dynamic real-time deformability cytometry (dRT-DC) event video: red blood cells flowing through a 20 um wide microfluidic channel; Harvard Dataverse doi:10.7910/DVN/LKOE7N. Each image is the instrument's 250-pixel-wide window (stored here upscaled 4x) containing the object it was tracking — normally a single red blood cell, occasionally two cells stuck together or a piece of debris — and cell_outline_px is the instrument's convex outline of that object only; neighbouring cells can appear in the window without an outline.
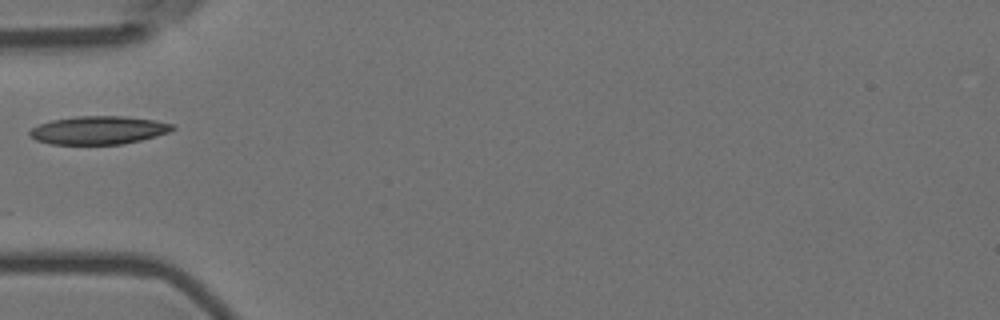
{"species": "Egyptian fruit bat (a non-hibernating species)", "species_latin": "Rousettus aegyptiacus", "temperature_condition": "room temperature", "stored_images_in_passage": 1, "camera_frame_rate_fps": 3000, "um_per_image_px": 0.085, "animal": {"sex": "female"}, "frame": {"image": 1, "passage_image": 1, "time_ms": 0.0, "image_size_px": [1000, 320], "cell_outline_px": [[176, 128], [168, 132], [156, 136], [124, 144], [52, 144], [36, 140], [28, 132], [32, 128], [40, 124], [52, 120], [76, 116], [120, 116], [156, 120], [176, 124]], "centroid_in_image_um": [8.42, 11.06], "position_along_channel_um": 76.6, "area_um2": 23.41}}